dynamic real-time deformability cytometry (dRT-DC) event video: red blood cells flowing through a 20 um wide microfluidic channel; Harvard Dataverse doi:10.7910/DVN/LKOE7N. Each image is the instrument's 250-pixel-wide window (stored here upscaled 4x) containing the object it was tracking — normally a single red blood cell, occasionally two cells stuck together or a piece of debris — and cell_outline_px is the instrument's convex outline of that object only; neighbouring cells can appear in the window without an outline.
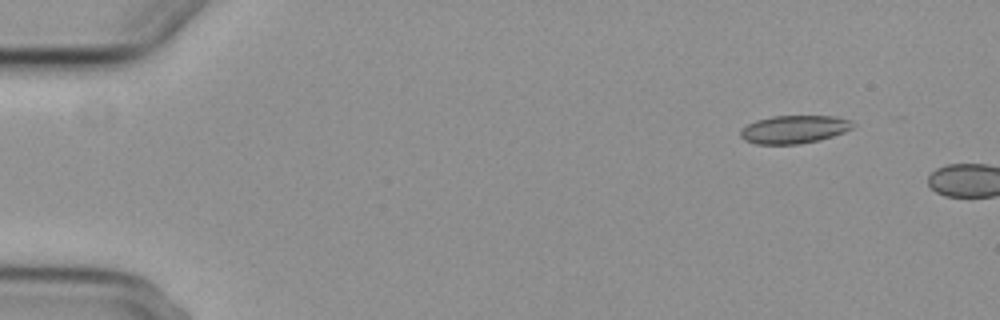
{"species": "common noctule bat (a hibernating species)", "species_latin": "Nyctalus noctula", "temperature_condition": "cold", "stored_images_in_passage": 2, "camera_frame_rate_fps": 3000, "um_per_image_px": 0.085, "animal": {"sex": "female", "body_mass_g": 29.2, "forearm_length_mm": 56.3}, "frame": {"image": 1, "passage_image": 1, "time_ms": 0.0, "image_size_px": [1000, 320], "cell_outline_px": [[856, 124], [852, 128], [844, 132], [832, 136], [816, 140], [796, 144], [756, 144], [744, 140], [740, 136], [740, 128], [756, 120], [772, 116], [832, 116], [848, 120]], "centroid_in_image_um": [67.45, 10.99], "position_along_channel_um": 17.6, "area_um2": 18.21}}